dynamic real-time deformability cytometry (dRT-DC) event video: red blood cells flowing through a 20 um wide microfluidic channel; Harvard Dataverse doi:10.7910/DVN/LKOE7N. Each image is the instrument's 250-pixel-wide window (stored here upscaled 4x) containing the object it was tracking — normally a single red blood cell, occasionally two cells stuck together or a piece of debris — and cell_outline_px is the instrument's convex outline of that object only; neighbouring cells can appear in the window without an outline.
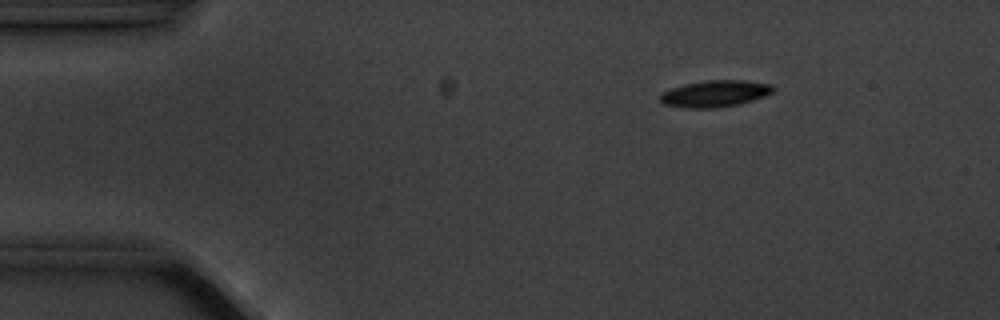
{"species": "common noctule bat (a hibernating species)", "species_latin": "Nyctalus noctula", "temperature_condition": "cold", "stored_images_in_passage": 6, "camera_frame_rate_fps": 3000, "um_per_image_px": 0.085, "animal": {"sex": "male", "body_mass_g": 20.1, "forearm_length_mm": 53.5}, "frame": {"image": 1, "passage_image": 3, "time_ms": 2.333, "image_size_px": [1000, 320], "cell_outline_px": [[776, 88], [772, 92], [764, 96], [752, 100], [736, 104], [712, 108], [684, 108], [664, 104], [660, 100], [660, 96], [664, 92], [672, 88], [684, 84], [708, 80], [744, 80], [772, 84]], "centroid_in_image_um": [60.79, 7.95], "position_along_channel_um": 24.2, "area_um2": 17.34}}